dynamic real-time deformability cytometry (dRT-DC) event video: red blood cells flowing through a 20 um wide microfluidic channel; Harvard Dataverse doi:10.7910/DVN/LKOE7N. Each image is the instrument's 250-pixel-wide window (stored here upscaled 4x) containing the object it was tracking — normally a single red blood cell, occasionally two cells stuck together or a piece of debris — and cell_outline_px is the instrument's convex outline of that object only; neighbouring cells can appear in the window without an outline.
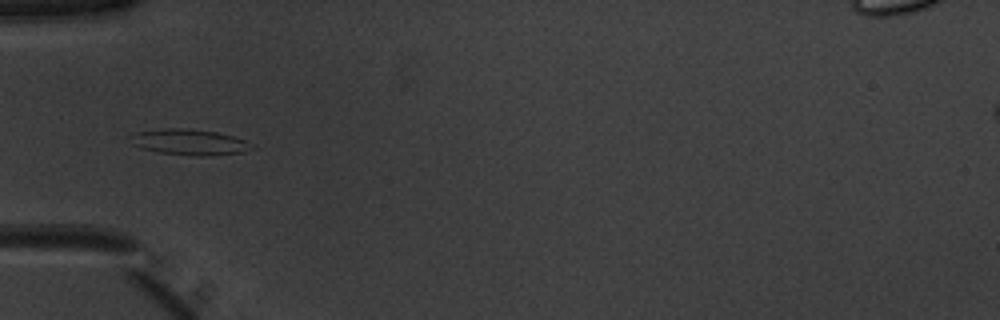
{"species": "common noctule bat (a hibernating species)", "species_latin": "Nyctalus noctula", "temperature_condition": "warm", "stored_images_in_passage": 35, "camera_frame_rate_fps": 3000, "um_per_image_px": 0.085, "animal": {"sex": "male", "body_mass_g": 20.1, "forearm_length_mm": 53.5}, "frame": {"image": 1, "passage_image": 1, "time_ms": 0.0, "image_size_px": [1000, 320], "cell_outline_px": [[256, 148], [244, 152], [208, 156], [192, 156], [160, 152], [140, 148], [128, 144], [128, 136], [136, 132], [164, 128], [184, 128], [216, 132], [232, 136], [256, 144]], "centroid_in_image_um": [16.08, 12.08], "position_along_channel_um": 68.9, "area_um2": 18.67}}
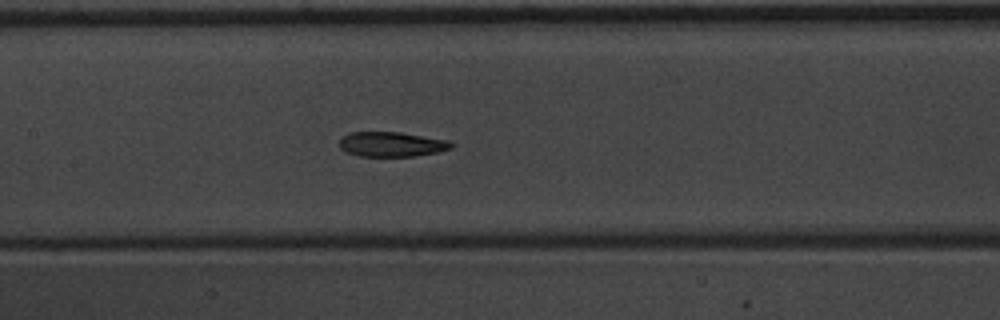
{"frame": {"image": 2, "passage_image": 9, "time_ms": 2.667, "image_size_px": [1000, 320], "cell_outline_px": [[452, 148], [440, 152], [416, 156], [360, 156], [344, 152], [340, 148], [340, 136], [348, 132], [400, 132], [448, 140], [452, 144]], "centroid_in_image_um": [33.25, 12.26], "position_along_channel_um": 174.1, "area_um2": 16.36}}
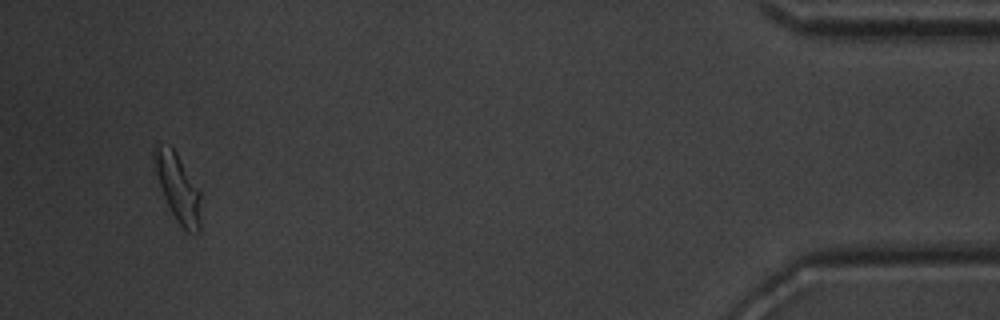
{"frame": {"image": 3, "passage_image": 33, "time_ms": 10.667, "image_size_px": [1000, 320], "cell_outline_px": [[200, 232], [188, 232], [176, 220], [160, 188], [152, 156], [152, 148], [156, 144], [160, 144], [172, 148], [176, 152], [200, 188]], "centroid_in_image_um": [15.13, 15.93], "position_along_channel_um": 420.1, "area_um2": 18.38}, "authors_computed_cell_mechanics": {"area_um2": 17.5134, "velocity_mm_per_s": 3.9399, "shape_relaxation_time_tau1_ms": 4.3088, "shape_relaxation_time_tau2_ms": 3.3161, "deformation_change_tau1": 0.1479, "deformation_change_tau2": 0.1001}}